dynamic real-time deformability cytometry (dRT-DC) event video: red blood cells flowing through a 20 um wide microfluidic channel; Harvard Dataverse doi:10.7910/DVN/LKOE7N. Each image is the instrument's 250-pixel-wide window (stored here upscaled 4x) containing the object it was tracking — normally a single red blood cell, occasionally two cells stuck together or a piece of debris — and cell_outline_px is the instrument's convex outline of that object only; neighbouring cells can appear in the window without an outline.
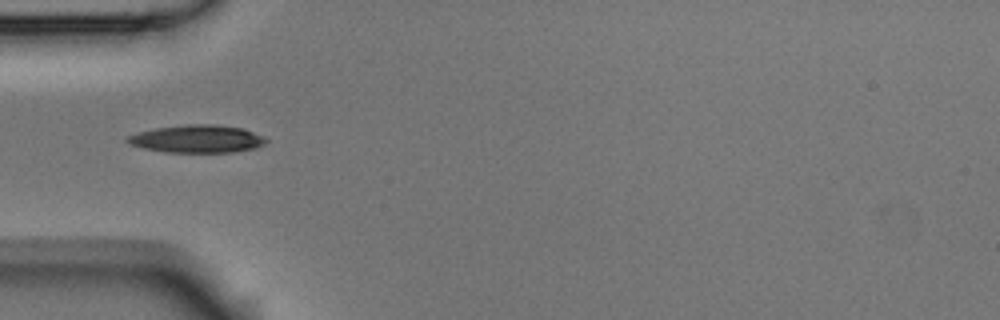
{"species": "Egyptian fruit bat (a non-hibernating species)", "species_latin": "Rousettus aegyptiacus", "temperature_condition": "room temperature", "stored_images_in_passage": 4, "camera_frame_rate_fps": 3000, "um_per_image_px": 0.085, "animal": {"sex": "male"}, "frame": {"image": 1, "passage_image": 1, "time_ms": 0.0, "image_size_px": [1000, 320], "cell_outline_px": [[268, 140], [264, 144], [256, 148], [232, 152], [164, 152], [144, 148], [128, 144], [124, 140], [128, 136], [136, 132], [156, 128], [188, 124], [216, 124], [244, 128], [264, 136]], "centroid_in_image_um": [16.76, 11.8], "position_along_channel_um": 68.2, "area_um2": 22.6}}
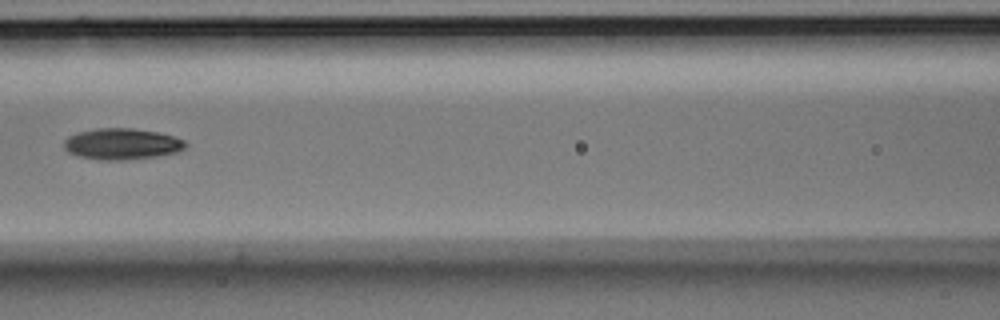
{"frame": {"image": 2, "passage_image": 3, "time_ms": 0.667, "image_size_px": [1000, 320], "cell_outline_px": [[188, 144], [184, 148], [176, 152], [156, 156], [124, 160], [100, 160], [80, 156], [68, 152], [64, 148], [64, 140], [68, 136], [76, 132], [96, 128], [132, 128], [156, 132], [172, 136], [184, 140]], "centroid_in_image_um": [10.33, 12.23], "position_along_channel_um": 156.3, "area_um2": 22.02}}
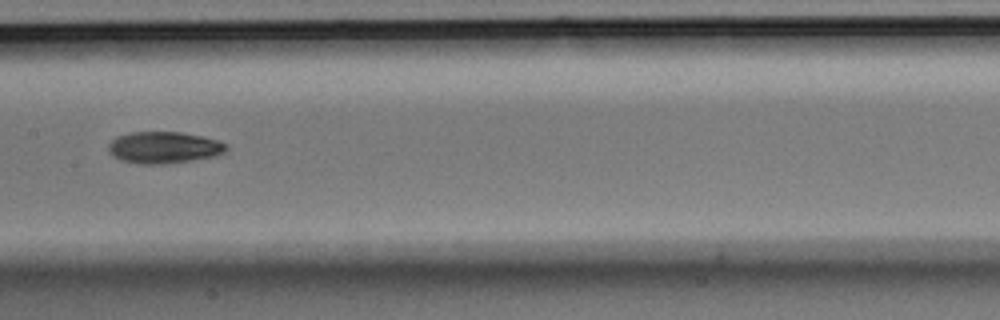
{"frame": {"image": 3, "passage_image": 4, "time_ms": 1.0, "image_size_px": [1000, 320], "cell_outline_px": [[228, 148], [224, 152], [212, 156], [192, 160], [168, 164], [140, 164], [120, 160], [112, 156], [108, 152], [108, 144], [116, 136], [132, 132], [180, 132], [204, 136], [220, 140], [228, 144]], "centroid_in_image_um": [13.92, 12.53], "position_along_channel_um": 193.5, "area_um2": 22.02}}